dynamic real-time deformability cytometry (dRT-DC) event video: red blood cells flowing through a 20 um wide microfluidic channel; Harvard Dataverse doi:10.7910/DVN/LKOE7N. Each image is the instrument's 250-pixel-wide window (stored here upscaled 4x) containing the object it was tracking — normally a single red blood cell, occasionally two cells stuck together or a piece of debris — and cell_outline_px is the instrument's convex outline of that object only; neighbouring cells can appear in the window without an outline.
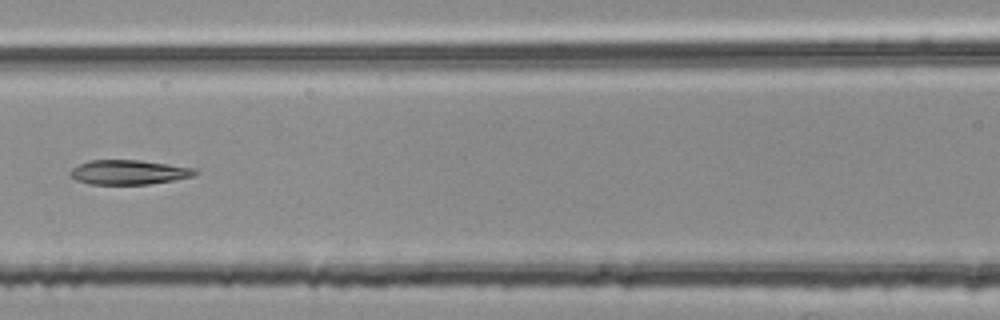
{"species": "common noctule bat (a hibernating species)", "species_latin": "Nyctalus noctula", "temperature_condition": "room temperature", "stored_images_in_passage": 5, "camera_frame_rate_fps": 3000, "um_per_image_px": 0.085, "animal": {"sex": "female", "body_mass_g": 25.1}, "frame": {"image": 1, "passage_image": 5, "time_ms": 1.333, "image_size_px": [1000, 320], "cell_outline_px": [[200, 172], [196, 176], [148, 184], [88, 184], [76, 180], [68, 176], [68, 172], [72, 168], [80, 164], [92, 160], [140, 160], [196, 168]], "centroid_in_image_um": [10.95, 14.64], "position_along_channel_um": 155.6, "area_um2": 17.98}}